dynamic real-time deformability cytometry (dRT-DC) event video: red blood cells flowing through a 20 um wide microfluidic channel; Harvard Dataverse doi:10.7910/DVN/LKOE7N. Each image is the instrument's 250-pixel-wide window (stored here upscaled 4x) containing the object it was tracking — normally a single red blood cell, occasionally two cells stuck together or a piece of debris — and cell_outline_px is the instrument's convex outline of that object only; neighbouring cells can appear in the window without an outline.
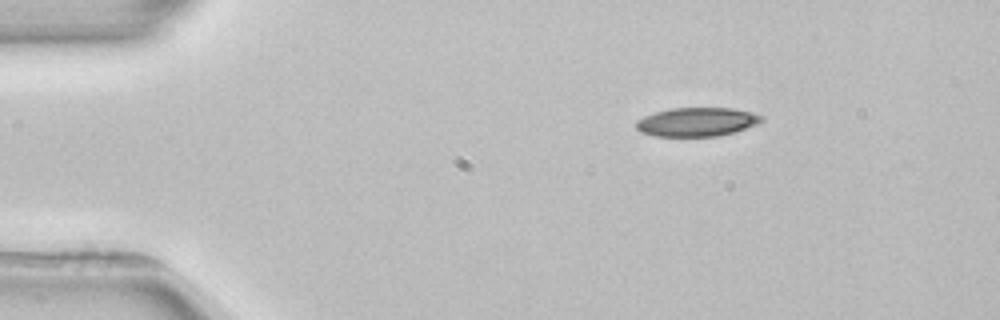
{"species": "common noctule bat (a hibernating species)", "species_latin": "Nyctalus noctula", "temperature_condition": "room temperature", "stored_images_in_passage": 4, "camera_frame_rate_fps": 3000, "um_per_image_px": 0.085, "animal": {"sex": "female", "body_mass_g": 22.7, "forearm_length_mm": 54.2}, "frame": {"image": 1, "passage_image": 1, "time_ms": 0.0, "image_size_px": [1000, 320], "cell_outline_px": [[764, 120], [756, 124], [732, 132], [716, 136], [652, 136], [640, 132], [636, 128], [636, 120], [644, 116], [668, 108], [732, 108], [752, 112], [764, 116]], "centroid_in_image_um": [59.2, 10.36], "position_along_channel_um": 25.8, "area_um2": 21.04}}
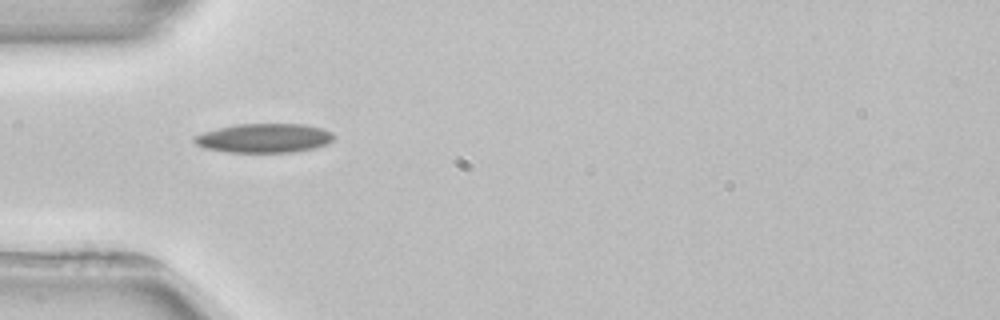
{"frame": {"image": 2, "passage_image": 3, "time_ms": 2.667, "image_size_px": [1000, 320], "cell_outline_px": [[336, 136], [328, 144], [316, 148], [292, 152], [228, 152], [204, 148], [196, 144], [192, 140], [192, 136], [216, 128], [236, 124], [304, 124], [320, 128], [332, 132]], "centroid_in_image_um": [22.44, 11.74], "position_along_channel_um": 62.6, "area_um2": 23.87}}